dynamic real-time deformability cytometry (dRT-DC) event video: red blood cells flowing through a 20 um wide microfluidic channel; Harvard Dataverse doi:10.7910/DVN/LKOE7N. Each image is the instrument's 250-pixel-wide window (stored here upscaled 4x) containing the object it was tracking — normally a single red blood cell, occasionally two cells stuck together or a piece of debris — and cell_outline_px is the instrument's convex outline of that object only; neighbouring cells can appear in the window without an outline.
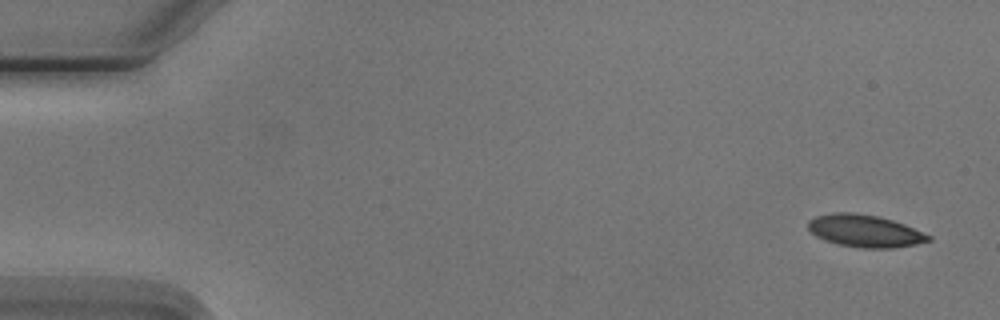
{"species": "Egyptian fruit bat (a non-hibernating species)", "species_latin": "Rousettus aegyptiacus", "temperature_condition": "cold", "stored_images_in_passage": 3, "camera_frame_rate_fps": 3000, "um_per_image_px": 0.085, "animal": {"sex": "male"}, "frame": {"image": 1, "passage_image": 1, "time_ms": 0.0, "image_size_px": [1000, 320], "cell_outline_px": [[932, 240], [916, 244], [892, 248], [864, 248], [836, 244], [824, 240], [816, 236], [808, 228], [808, 220], [816, 216], [832, 212], [852, 212], [880, 216], [904, 224], [932, 236]], "centroid_in_image_um": [73.5, 19.62], "position_along_channel_um": 11.5, "area_um2": 22.77}}